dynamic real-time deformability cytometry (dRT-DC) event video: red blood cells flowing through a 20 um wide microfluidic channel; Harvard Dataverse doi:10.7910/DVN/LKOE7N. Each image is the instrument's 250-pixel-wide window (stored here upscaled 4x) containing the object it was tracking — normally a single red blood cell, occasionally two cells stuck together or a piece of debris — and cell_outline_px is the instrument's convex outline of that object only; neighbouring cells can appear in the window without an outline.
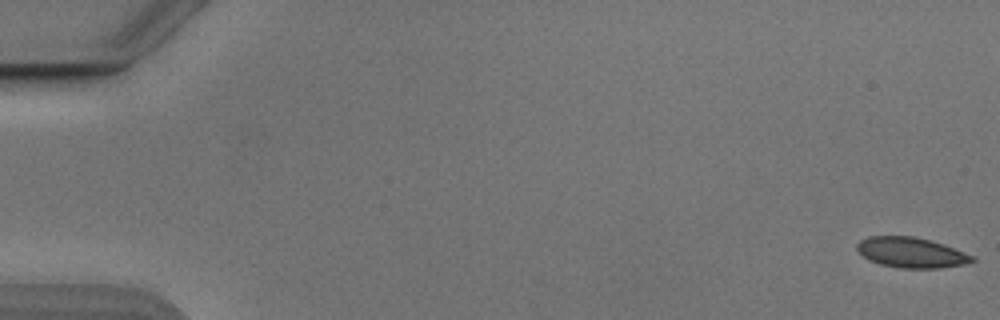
{"species": "Egyptian fruit bat (a non-hibernating species)", "species_latin": "Rousettus aegyptiacus", "temperature_condition": "cold", "stored_images_in_passage": 25, "camera_frame_rate_fps": 3000, "um_per_image_px": 0.085, "animal": {"sex": "male"}, "frame": {"image": 1, "passage_image": 1, "time_ms": 0.0, "image_size_px": [1000, 320], "cell_outline_px": [[976, 260], [964, 264], [940, 268], [900, 268], [880, 264], [868, 260], [856, 248], [856, 244], [860, 240], [868, 236], [912, 236], [944, 244], [976, 256]], "centroid_in_image_um": [77.47, 21.47], "position_along_channel_um": 7.5, "area_um2": 20.4}}
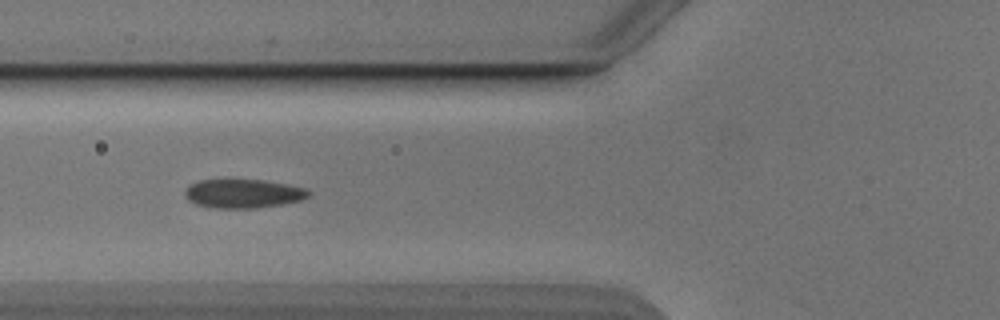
{"frame": {"image": 2, "passage_image": 21, "time_ms": 6.667, "image_size_px": [1000, 320], "cell_outline_px": [[312, 192], [308, 196], [300, 200], [280, 204], [256, 208], [208, 208], [196, 204], [188, 200], [184, 196], [184, 192], [188, 184], [200, 180], [264, 180], [304, 188]], "centroid_in_image_um": [20.6, 16.46], "position_along_channel_um": 105.2, "area_um2": 20.75}}
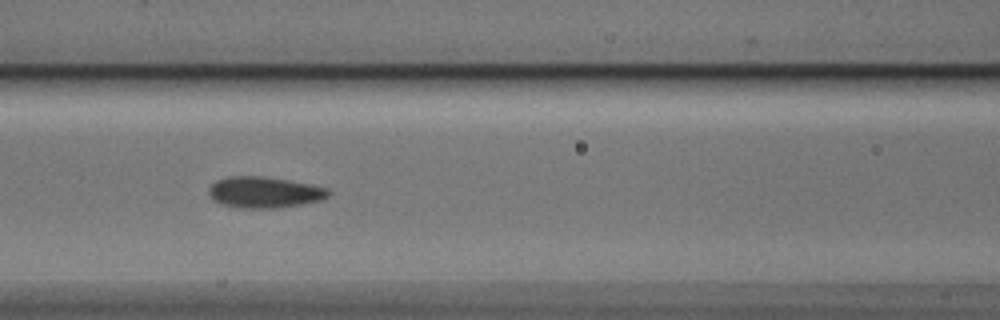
{"frame": {"image": 3, "passage_image": 24, "time_ms": 7.667, "image_size_px": [1000, 320], "cell_outline_px": [[332, 192], [328, 196], [320, 200], [300, 204], [276, 208], [240, 208], [220, 204], [212, 200], [208, 192], [208, 188], [216, 180], [228, 176], [264, 176], [288, 180], [328, 188]], "centroid_in_image_um": [22.43, 16.34], "position_along_channel_um": 144.2, "area_um2": 21.79}}